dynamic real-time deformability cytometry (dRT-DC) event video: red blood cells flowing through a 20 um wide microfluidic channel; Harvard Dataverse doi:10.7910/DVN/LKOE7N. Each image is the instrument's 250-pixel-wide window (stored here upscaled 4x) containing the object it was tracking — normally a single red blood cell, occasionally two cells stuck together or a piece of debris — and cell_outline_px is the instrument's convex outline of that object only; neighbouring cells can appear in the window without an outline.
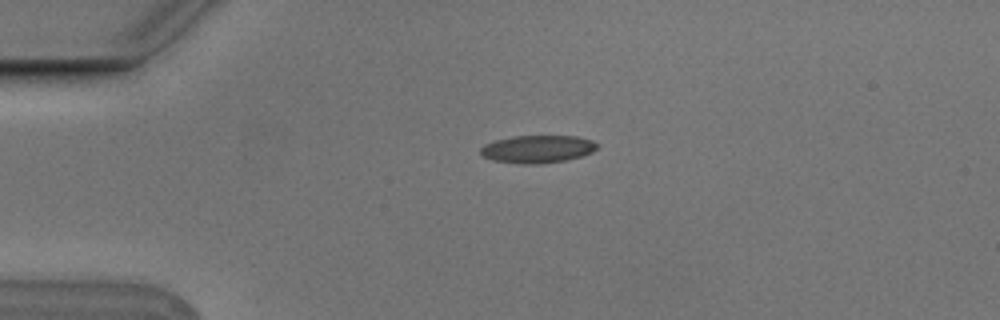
{"species": "Egyptian fruit bat (a non-hibernating species)", "species_latin": "Rousettus aegyptiacus", "temperature_condition": "cold", "stored_images_in_passage": 2, "camera_frame_rate_fps": 3000, "um_per_image_px": 0.085, "animal": {"sex": "male"}, "frame": {"image": 1, "passage_image": 1, "time_ms": 0.0, "image_size_px": [1000, 320], "cell_outline_px": [[600, 144], [592, 152], [580, 156], [564, 160], [540, 164], [520, 164], [492, 160], [480, 156], [480, 148], [484, 144], [496, 140], [512, 136], [576, 136], [592, 140]], "centroid_in_image_um": [45.65, 12.67], "position_along_channel_um": 39.3, "area_um2": 18.9}}